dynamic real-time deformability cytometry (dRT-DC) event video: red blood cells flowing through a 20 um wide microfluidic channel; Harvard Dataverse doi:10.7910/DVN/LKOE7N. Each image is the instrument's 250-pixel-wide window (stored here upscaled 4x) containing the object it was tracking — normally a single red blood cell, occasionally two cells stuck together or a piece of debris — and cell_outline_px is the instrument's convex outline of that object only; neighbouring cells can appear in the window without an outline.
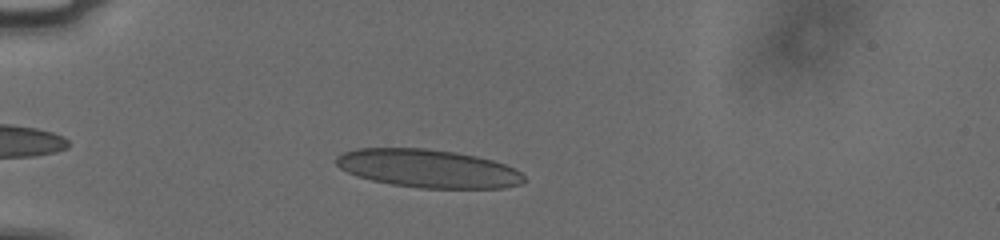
{"species": "human", "species_latin": "Homo sapiens", "temperature_condition": "cold", "stored_images_in_passage": 40, "camera_frame_rate_fps": 3000, "um_per_image_px": 0.085, "donor": {"sex": "male"}, "frame": {"image": 1, "passage_image": 6, "time_ms": 1.667, "image_size_px": [1000, 240], "cell_outline_px": [[524, 180], [520, 184], [504, 188], [420, 188], [392, 184], [372, 180], [356, 176], [340, 168], [336, 164], [336, 156], [344, 152], [356, 148], [424, 148], [456, 152], [476, 156], [492, 160], [504, 164], [520, 172], [524, 176]], "centroid_in_image_um": [36.36, 14.32], "position_along_channel_um": 48.6, "area_um2": 41.73}}
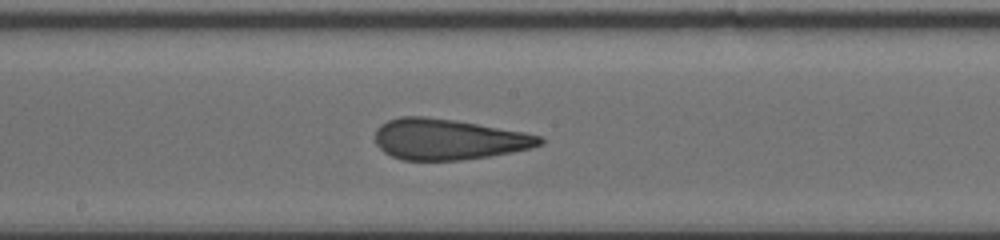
{"frame": {"image": 2, "passage_image": 21, "time_ms": 6.667, "image_size_px": [1000, 240], "cell_outline_px": [[544, 144], [512, 152], [488, 156], [460, 160], [404, 160], [392, 156], [384, 152], [376, 144], [376, 128], [380, 124], [388, 120], [400, 116], [424, 116], [456, 120], [524, 132], [540, 136], [544, 140]], "centroid_in_image_um": [38.08, 11.83], "position_along_channel_um": 210.1, "area_um2": 39.07}}
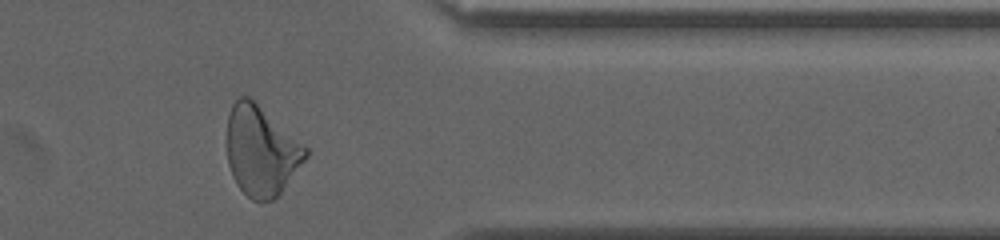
{"frame": {"image": 3, "passage_image": 36, "time_ms": 11.667, "image_size_px": [1000, 240], "cell_outline_px": [[308, 156], [280, 192], [272, 200], [252, 200], [236, 184], [232, 176], [228, 164], [228, 116], [232, 104], [240, 96], [248, 96], [308, 148]], "centroid_in_image_um": [22.19, 12.82], "position_along_channel_um": 389.2, "area_um2": 40.34}, "authors_computed_cell_mechanics": {"area_um2": 40.3733, "velocity_mm_per_s": 3.787, "shape_relaxation_time_tau1_ms": 8.4268, "shape_relaxation_time_tau2_ms": 1.2912, "deformation_change_tau1": 0.2116, "deformation_change_tau2": 0.1193}}